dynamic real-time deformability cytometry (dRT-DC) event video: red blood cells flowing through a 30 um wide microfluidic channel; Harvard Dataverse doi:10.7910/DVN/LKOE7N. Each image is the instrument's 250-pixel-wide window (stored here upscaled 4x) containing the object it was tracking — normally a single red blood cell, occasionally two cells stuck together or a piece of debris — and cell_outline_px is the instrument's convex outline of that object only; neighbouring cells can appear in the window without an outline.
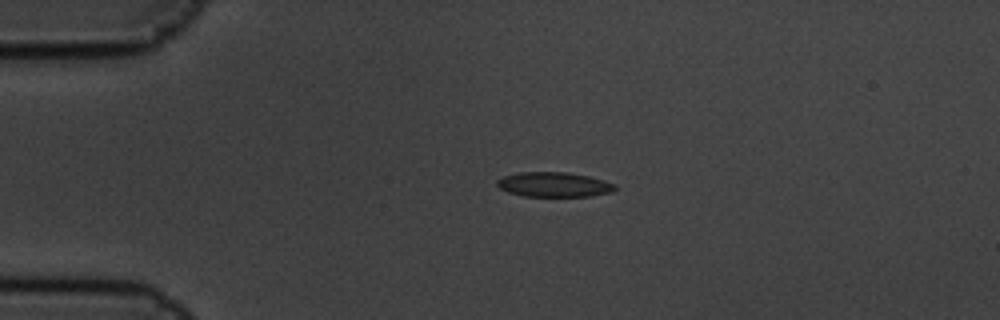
{"species": "common noctule bat (a hibernating species)", "species_latin": "Nyctalus noctula", "temperature_condition": "cold", "stored_images_in_passage": 5, "camera_frame_rate_fps": 3000, "um_per_image_px": 0.085, "animal": {"sex": "male", "body_mass_g": 19.5, "forearm_length_mm": 54.6}, "frame": {"image": 1, "passage_image": 4, "time_ms": 1.0, "image_size_px": [1000, 320], "cell_outline_px": [[616, 188], [612, 192], [592, 196], [524, 196], [508, 192], [500, 188], [496, 184], [496, 180], [504, 176], [520, 172], [564, 172], [588, 176], [604, 180], [616, 184]], "centroid_in_image_um": [47.1, 15.69], "position_along_channel_um": 37.9, "area_um2": 16.99}}